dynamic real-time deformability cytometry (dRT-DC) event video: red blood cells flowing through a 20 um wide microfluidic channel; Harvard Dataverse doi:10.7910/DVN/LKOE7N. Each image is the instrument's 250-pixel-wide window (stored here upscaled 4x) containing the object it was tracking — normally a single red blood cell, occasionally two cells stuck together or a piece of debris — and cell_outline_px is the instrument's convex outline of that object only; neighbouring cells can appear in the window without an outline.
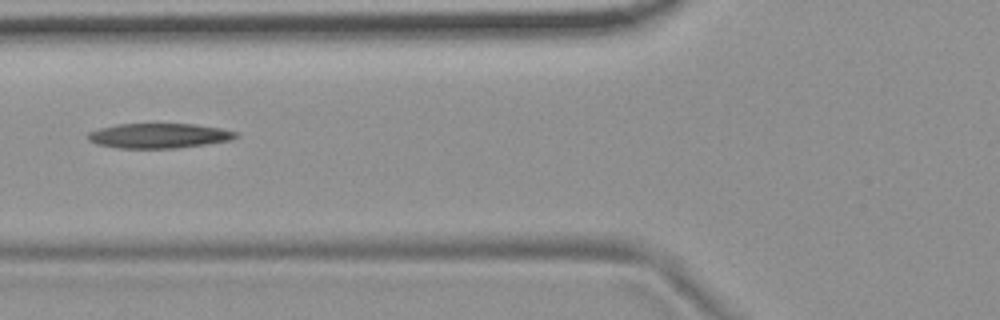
{"species": "common noctule bat (a hibernating species)", "species_latin": "Nyctalus noctula", "temperature_condition": "room temperature", "stored_images_in_passage": 5, "camera_frame_rate_fps": 3000, "um_per_image_px": 0.085, "animal": {"sex": "female", "body_mass_g": 19.9}, "frame": {"image": 1, "passage_image": 3, "time_ms": 2.333, "image_size_px": [1000, 320], "cell_outline_px": [[240, 136], [232, 140], [208, 144], [176, 148], [116, 148], [96, 144], [88, 140], [88, 132], [100, 128], [116, 124], [196, 124], [220, 128], [240, 132]], "centroid_in_image_um": [13.55, 11.54], "position_along_channel_um": 112.2, "area_um2": 21.68}}
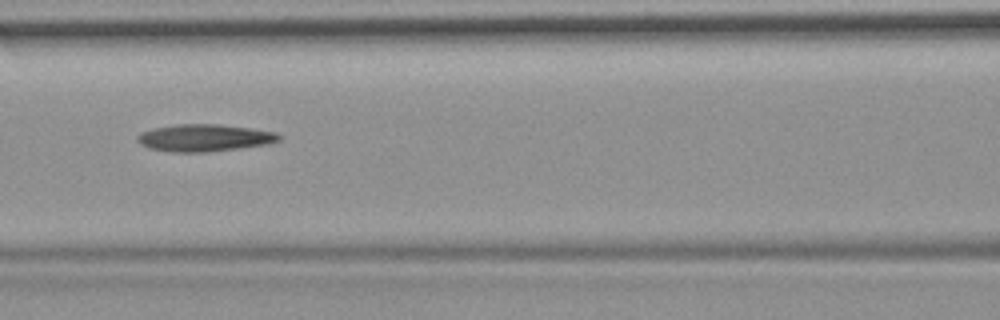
{"frame": {"image": 2, "passage_image": 4, "time_ms": 3.333, "image_size_px": [1000, 320], "cell_outline_px": [[284, 136], [280, 140], [268, 144], [208, 152], [172, 152], [148, 148], [140, 144], [136, 140], [136, 136], [140, 132], [152, 128], [176, 124], [220, 124], [276, 132]], "centroid_in_image_um": [17.35, 11.71], "position_along_channel_um": 149.3, "area_um2": 22.6}}